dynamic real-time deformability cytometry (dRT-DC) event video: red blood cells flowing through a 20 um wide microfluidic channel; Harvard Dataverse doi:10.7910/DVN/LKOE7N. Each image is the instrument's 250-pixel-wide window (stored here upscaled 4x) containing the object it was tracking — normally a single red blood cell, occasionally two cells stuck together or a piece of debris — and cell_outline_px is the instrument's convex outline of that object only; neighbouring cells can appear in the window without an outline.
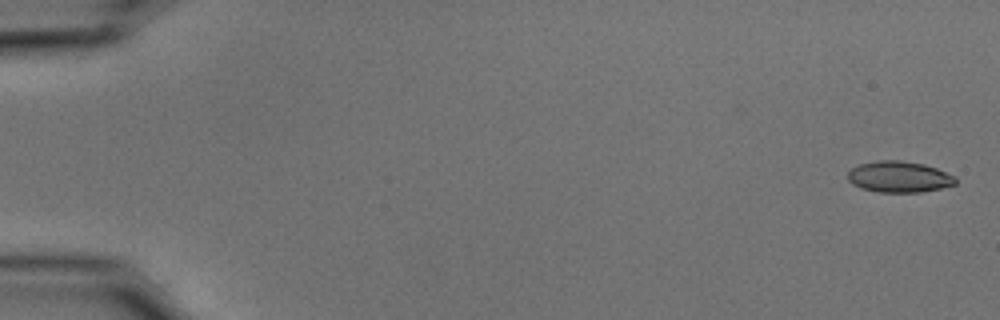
{"species": "common noctule bat (a hibernating species)", "species_latin": "Nyctalus noctula", "temperature_condition": "cold", "stored_images_in_passage": 55, "camera_frame_rate_fps": 3000, "um_per_image_px": 0.085, "animal": {"sex": "male", "body_mass_g": 15.6}, "frame": {"image": 1, "passage_image": 2, "time_ms": 0.333, "image_size_px": [1000, 320], "cell_outline_px": [[956, 184], [940, 188], [920, 192], [880, 192], [860, 188], [852, 184], [848, 180], [848, 172], [852, 168], [860, 164], [880, 160], [900, 160], [924, 164], [936, 168], [956, 176]], "centroid_in_image_um": [76.42, 15.03], "position_along_channel_um": 8.6, "area_um2": 19.54}}
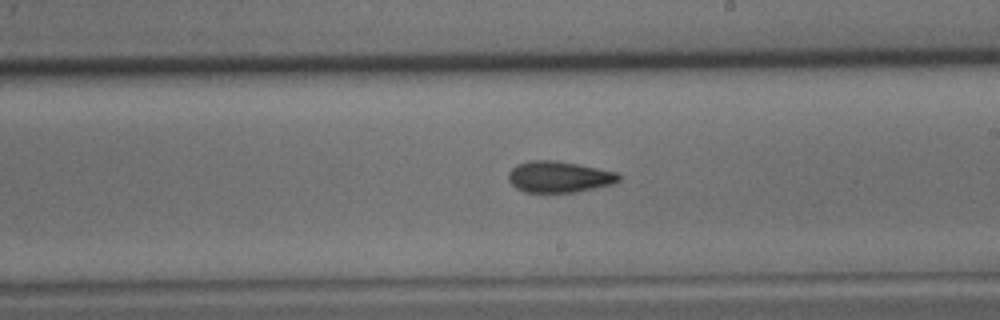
{"frame": {"image": 2, "passage_image": 33, "time_ms": 10.667, "image_size_px": [1000, 320], "cell_outline_px": [[620, 180], [612, 184], [576, 192], [524, 192], [516, 188], [508, 180], [508, 172], [516, 164], [528, 160], [556, 160], [616, 172], [620, 176]], "centroid_in_image_um": [47.47, 15.03], "position_along_channel_um": 241.5, "area_um2": 20.06}}
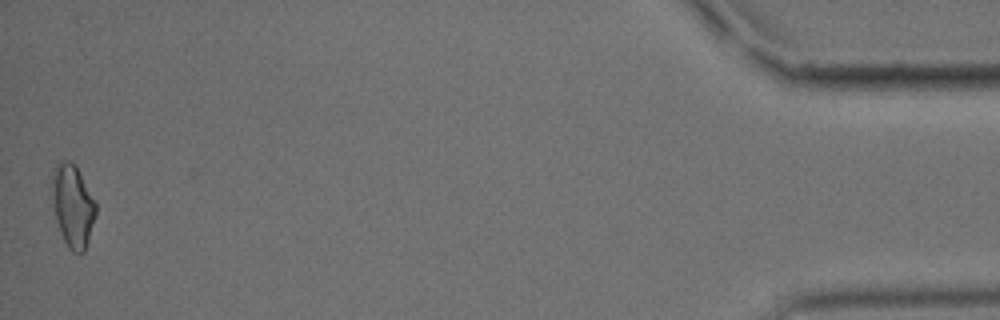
{"frame": {"image": 3, "passage_image": 55, "time_ms": 18.0, "image_size_px": [1000, 320], "cell_outline_px": [[96, 216], [84, 252], [72, 252], [68, 248], [60, 232], [56, 216], [52, 192], [52, 176], [56, 164], [60, 160], [72, 160], [76, 164], [96, 200]], "centroid_in_image_um": [6.21, 17.44], "position_along_channel_um": 429.0, "area_um2": 21.15}, "authors_computed_cell_mechanics": {"area_um2": 19.8832, "velocity_mm_per_s": 3.7123, "shape_relaxation_time_tau1_ms": 8.323, "shape_relaxation_time_tau2_ms": 5.3192, "deformation_change_tau1": 0.153, "deformation_change_tau2": 0.1214}}